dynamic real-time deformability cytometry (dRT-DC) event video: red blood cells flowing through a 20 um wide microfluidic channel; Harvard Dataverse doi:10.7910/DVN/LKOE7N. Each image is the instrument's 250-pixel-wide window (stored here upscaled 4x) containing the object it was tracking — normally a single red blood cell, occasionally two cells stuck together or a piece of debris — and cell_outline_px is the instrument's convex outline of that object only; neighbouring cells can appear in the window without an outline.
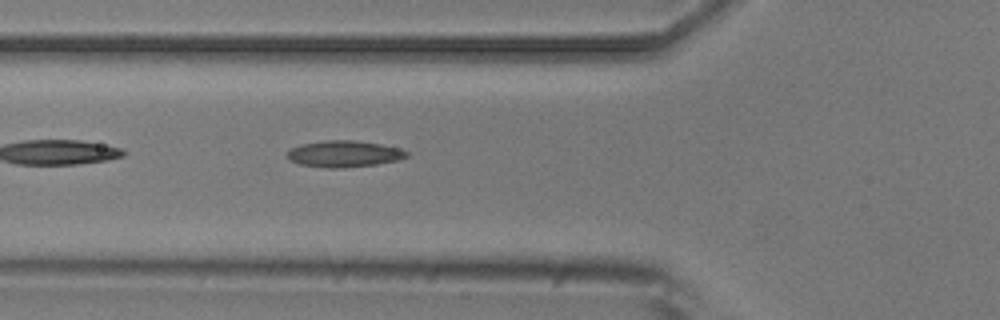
{"species": "common noctule bat (a hibernating species)", "species_latin": "Nyctalus noctula", "temperature_condition": "room temperature", "stored_images_in_passage": 4, "camera_frame_rate_fps": 3000, "um_per_image_px": 0.085, "animal": {"sex": "male", "body_mass_g": 20.5, "forearm_length_mm": 52.5}, "frame": {"image": 1, "passage_image": 4, "time_ms": 3.333, "image_size_px": [1000, 320], "cell_outline_px": [[408, 156], [400, 160], [376, 164], [340, 168], [328, 168], [300, 164], [288, 160], [288, 152], [292, 148], [300, 144], [324, 140], [352, 140], [380, 144], [400, 148], [408, 152]], "centroid_in_image_um": [29.26, 13.07], "position_along_channel_um": 96.5, "area_um2": 18.38}}